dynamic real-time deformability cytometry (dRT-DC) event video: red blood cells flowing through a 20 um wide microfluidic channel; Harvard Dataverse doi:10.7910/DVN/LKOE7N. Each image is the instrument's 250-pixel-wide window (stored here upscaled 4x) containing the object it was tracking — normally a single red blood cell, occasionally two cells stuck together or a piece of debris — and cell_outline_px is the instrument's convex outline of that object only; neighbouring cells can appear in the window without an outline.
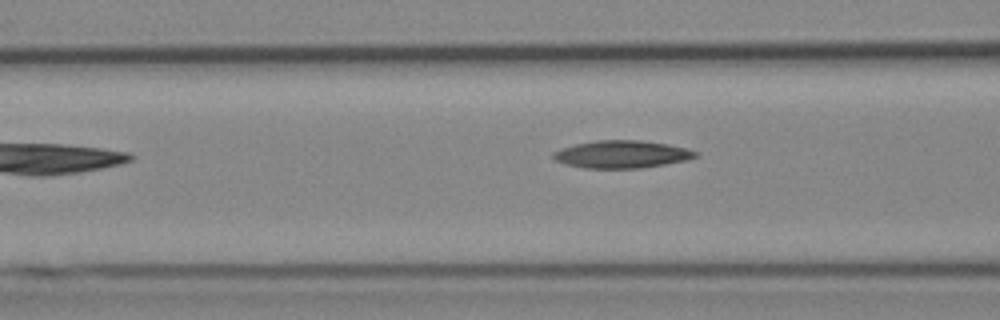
{"species": "Egyptian fruit bat (a non-hibernating species)", "species_latin": "Rousettus aegyptiacus", "temperature_condition": "cold", "stored_images_in_passage": 5, "camera_frame_rate_fps": 3000, "um_per_image_px": 0.085, "animal": {"sex": "female"}, "frame": {"image": 1, "passage_image": 4, "time_ms": 3.667, "image_size_px": [1000, 320], "cell_outline_px": [[700, 152], [696, 156], [688, 160], [640, 168], [584, 168], [568, 164], [556, 160], [552, 156], [552, 152], [576, 144], [596, 140], [640, 140], [668, 144]], "centroid_in_image_um": [52.88, 13.11], "position_along_channel_um": 113.7, "area_um2": 22.6}}
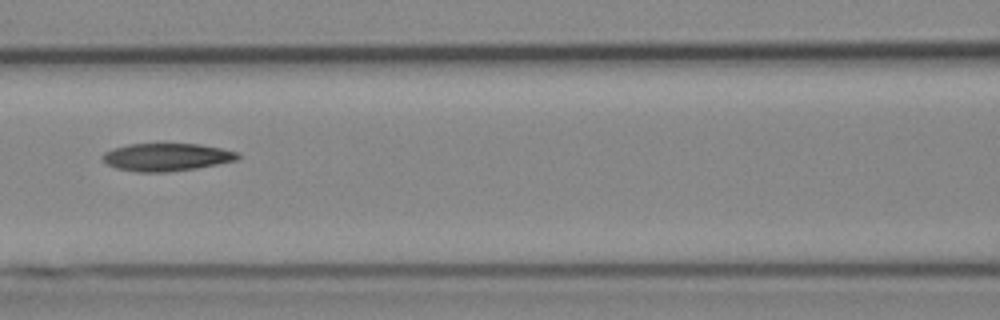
{"frame": {"image": 2, "passage_image": 5, "time_ms": 4.667, "image_size_px": [1000, 320], "cell_outline_px": [[240, 156], [236, 160], [196, 168], [168, 172], [136, 172], [116, 168], [100, 160], [100, 156], [104, 152], [112, 148], [128, 144], [200, 144], [220, 148], [236, 152]], "centroid_in_image_um": [14.08, 13.35], "position_along_channel_um": 152.5, "area_um2": 21.85}}